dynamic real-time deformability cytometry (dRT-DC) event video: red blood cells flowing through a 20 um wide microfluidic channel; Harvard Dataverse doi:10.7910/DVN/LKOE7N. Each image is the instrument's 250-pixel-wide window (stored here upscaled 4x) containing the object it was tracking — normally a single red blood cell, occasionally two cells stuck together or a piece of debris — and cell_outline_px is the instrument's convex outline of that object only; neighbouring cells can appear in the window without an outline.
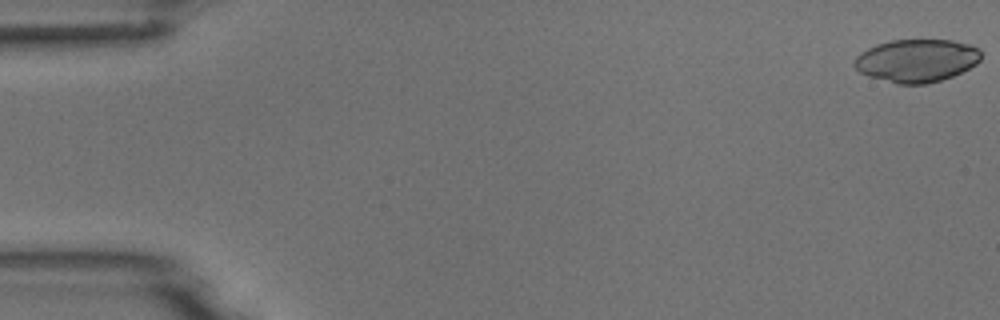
{"species": "common noctule bat (a hibernating species)", "species_latin": "Nyctalus noctula", "temperature_condition": "room temperature", "stored_images_in_passage": 5, "camera_frame_rate_fps": 3000, "um_per_image_px": 0.085, "animal": {"sex": "male", "body_mass_g": 18.8}, "frame": {"image": 1, "passage_image": 1, "time_ms": 0.0, "image_size_px": [1000, 320], "cell_outline_px": [[980, 60], [976, 64], [952, 76], [940, 80], [924, 84], [896, 84], [868, 76], [860, 72], [852, 64], [856, 56], [860, 52], [876, 44], [892, 40], [952, 40], [972, 44], [980, 48]], "centroid_in_image_um": [77.9, 5.14], "position_along_channel_um": 7.1, "area_um2": 31.79}}